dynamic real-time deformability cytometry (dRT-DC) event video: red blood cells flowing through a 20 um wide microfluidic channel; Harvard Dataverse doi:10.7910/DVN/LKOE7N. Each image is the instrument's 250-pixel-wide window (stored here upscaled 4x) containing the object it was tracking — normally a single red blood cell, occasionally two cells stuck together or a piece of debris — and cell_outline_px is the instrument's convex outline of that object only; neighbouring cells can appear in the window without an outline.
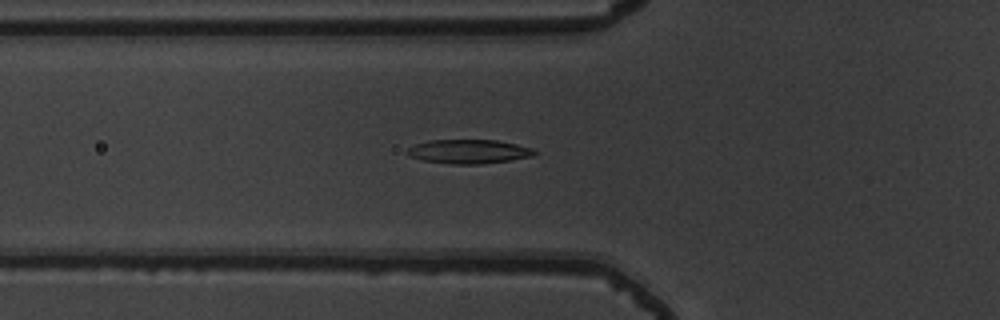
{"species": "common noctule bat (a hibernating species)", "species_latin": "Nyctalus noctula", "temperature_condition": "warm", "stored_images_in_passage": 53, "camera_frame_rate_fps": 3000, "um_per_image_px": 0.085, "animal": {"sex": "male", "body_mass_g": 19.5, "forearm_length_mm": 54.6}, "frame": {"image": 1, "passage_image": 19, "time_ms": 6.0, "image_size_px": [1000, 320], "cell_outline_px": [[536, 152], [532, 156], [508, 160], [480, 164], [448, 164], [424, 160], [408, 156], [404, 152], [408, 148], [416, 144], [428, 140], [496, 140], [516, 144], [532, 148]], "centroid_in_image_um": [39.79, 12.88], "position_along_channel_um": 86.0, "area_um2": 17.74}}
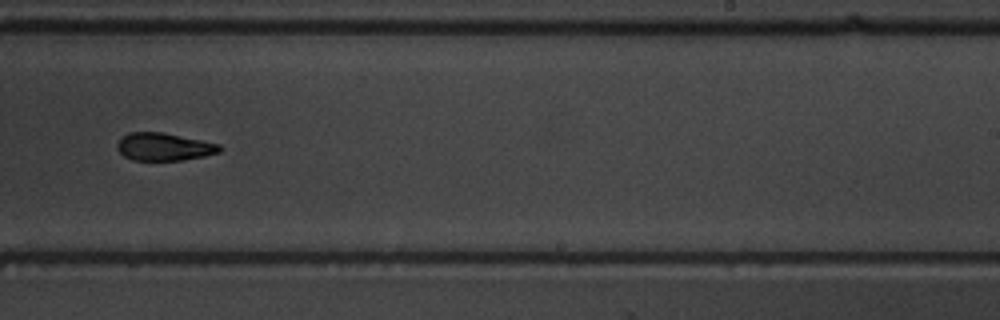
{"frame": {"image": 2, "passage_image": 34, "time_ms": 11.0, "image_size_px": [1000, 320], "cell_outline_px": [[220, 152], [204, 156], [180, 160], [132, 160], [124, 156], [116, 148], [116, 144], [120, 136], [128, 132], [164, 132], [220, 144]], "centroid_in_image_um": [13.88, 12.46], "position_along_channel_um": 275.1, "area_um2": 16.65}}
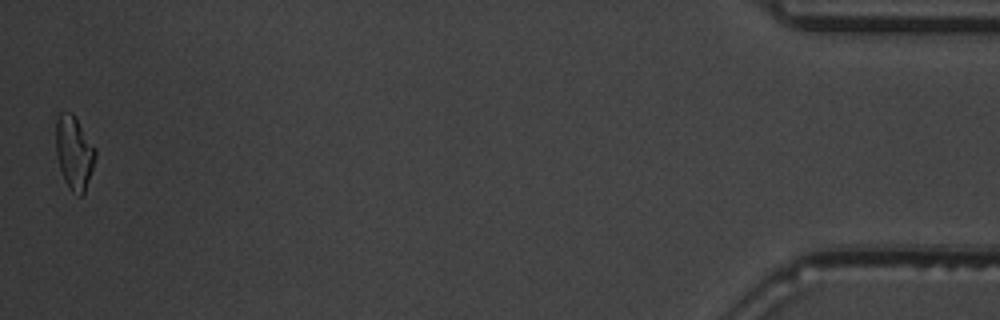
{"frame": {"image": 3, "passage_image": 53, "time_ms": 17.333, "image_size_px": [1000, 320], "cell_outline_px": [[96, 156], [84, 192], [80, 196], [72, 192], [68, 188], [64, 180], [56, 156], [56, 120], [60, 112], [72, 112], [96, 148]], "centroid_in_image_um": [6.29, 12.96], "position_along_channel_um": 428.9, "area_um2": 16.82}, "authors_computed_cell_mechanics": {"area_um2": 17.3978, "velocity_mm_per_s": 3.7732, "shape_relaxation_time_tau1_ms": 5.8433, "shape_relaxation_time_tau2_ms": 2.6735, "deformation_change_tau1": 0.1811, "deformation_change_tau2": 0.0904}}